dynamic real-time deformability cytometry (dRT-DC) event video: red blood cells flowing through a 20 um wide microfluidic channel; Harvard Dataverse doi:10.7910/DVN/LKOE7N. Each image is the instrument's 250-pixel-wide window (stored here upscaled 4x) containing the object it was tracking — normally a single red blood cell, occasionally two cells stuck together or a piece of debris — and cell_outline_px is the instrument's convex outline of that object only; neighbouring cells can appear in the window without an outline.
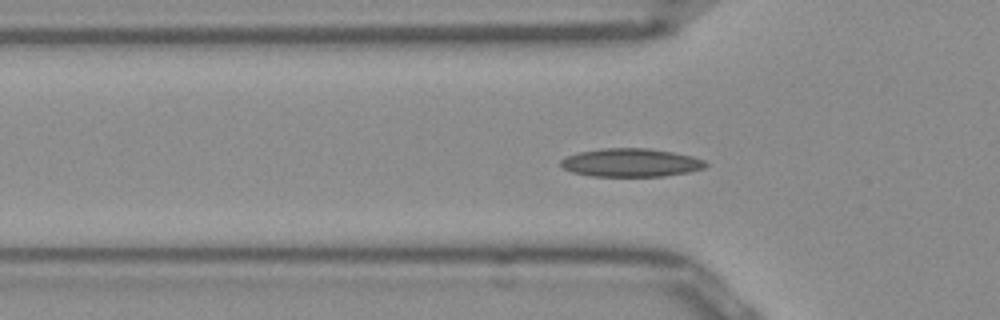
{"species": "Egyptian fruit bat (a non-hibernating species)", "species_latin": "Rousettus aegyptiacus", "temperature_condition": "room temperature", "stored_images_in_passage": 38, "segment_of_instrument_passage": [1, 2], "camera_frame_rate_fps": 3000, "um_per_image_px": 0.085, "frame": {"image": 1, "passage_image": 2, "time_ms": 0.333, "image_size_px": [1000, 320], "cell_outline_px": [[708, 164], [704, 168], [688, 172], [664, 176], [592, 176], [572, 172], [564, 168], [560, 164], [560, 160], [568, 156], [580, 152], [600, 148], [648, 148], [672, 152], [692, 156], [704, 160]], "centroid_in_image_um": [53.63, 13.82], "position_along_channel_um": 72.2, "area_um2": 23.81}}
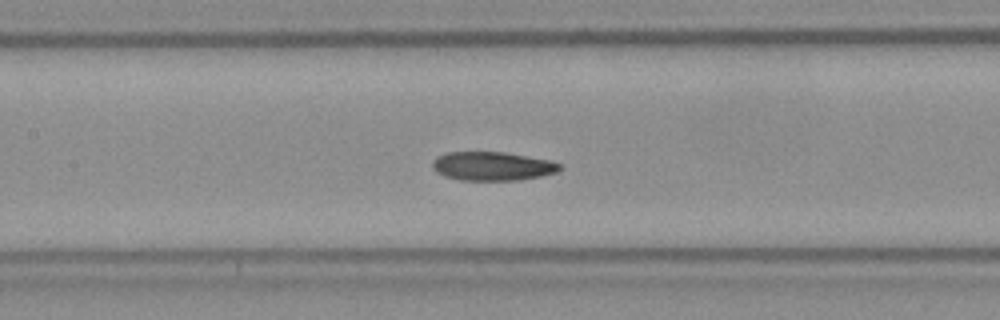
{"frame": {"image": 2, "passage_image": 9, "time_ms": 2.667, "image_size_px": [1000, 320], "cell_outline_px": [[564, 168], [556, 172], [540, 176], [520, 180], [460, 180], [444, 176], [436, 172], [432, 168], [432, 160], [436, 156], [448, 152], [504, 152], [552, 160], [560, 164]], "centroid_in_image_um": [41.85, 14.12], "position_along_channel_um": 165.6, "area_um2": 21.56}}
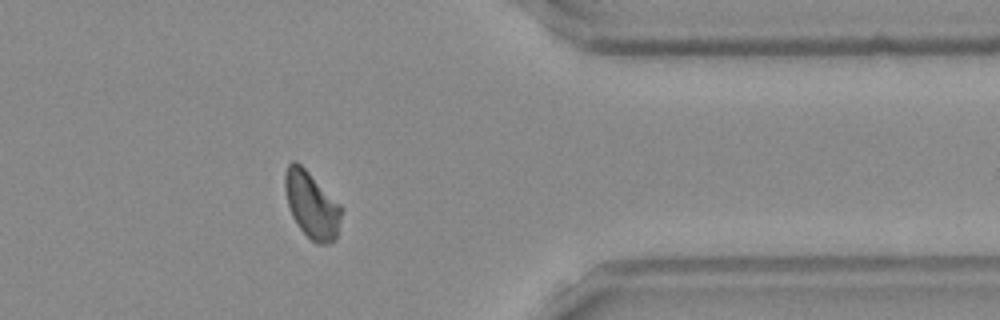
{"frame": {"image": 3, "passage_image": 27, "time_ms": 8.667, "image_size_px": [1000, 320], "cell_outline_px": [[344, 208], [336, 240], [328, 244], [316, 244], [296, 224], [292, 216], [288, 204], [284, 188], [284, 172], [288, 164], [292, 160], [296, 160]], "centroid_in_image_um": [26.5, 17.43], "position_along_channel_um": 384.9, "area_um2": 22.02}}